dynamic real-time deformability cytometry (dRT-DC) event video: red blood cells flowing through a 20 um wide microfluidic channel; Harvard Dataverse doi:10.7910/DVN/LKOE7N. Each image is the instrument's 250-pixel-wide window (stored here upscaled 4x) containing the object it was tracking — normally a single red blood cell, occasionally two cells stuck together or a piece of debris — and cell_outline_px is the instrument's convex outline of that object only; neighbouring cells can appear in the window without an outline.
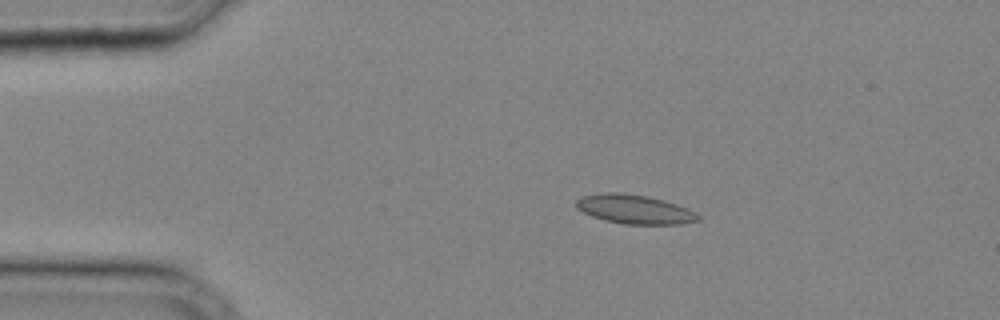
{"species": "common noctule bat (a hibernating species)", "species_latin": "Nyctalus noctula", "temperature_condition": "cold", "stored_images_in_passage": 29, "camera_frame_rate_fps": 3000, "um_per_image_px": 0.085, "animal": {"sex": "male", "body_mass_g": 20.4}, "frame": {"image": 1, "passage_image": 1, "time_ms": 0.0, "image_size_px": [1000, 320], "cell_outline_px": [[700, 220], [680, 224], [624, 224], [604, 220], [592, 216], [576, 208], [576, 200], [580, 196], [600, 192], [620, 192], [648, 196], [664, 200], [688, 208], [696, 212], [700, 216]], "centroid_in_image_um": [53.92, 17.78], "position_along_channel_um": 31.1, "area_um2": 20.87}}
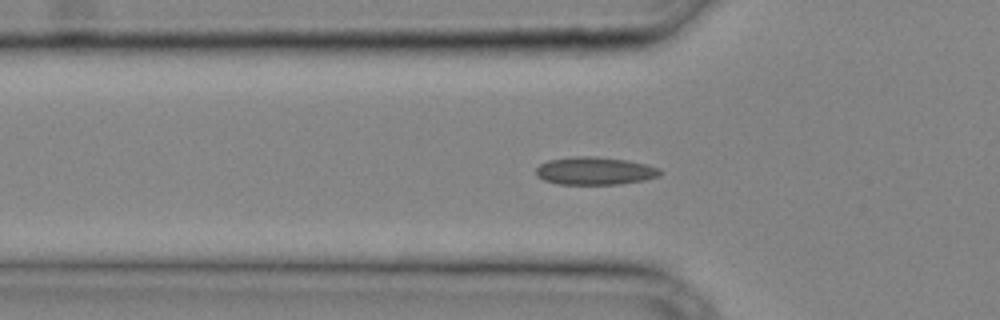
{"frame": {"image": 2, "passage_image": 6, "time_ms": 1.667, "image_size_px": [1000, 320], "cell_outline_px": [[664, 172], [660, 176], [644, 180], [620, 184], [560, 184], [544, 180], [536, 176], [536, 168], [540, 164], [548, 160], [576, 156], [592, 156], [628, 160], [660, 168]], "centroid_in_image_um": [50.58, 14.52], "position_along_channel_um": 75.2, "area_um2": 20.17}}
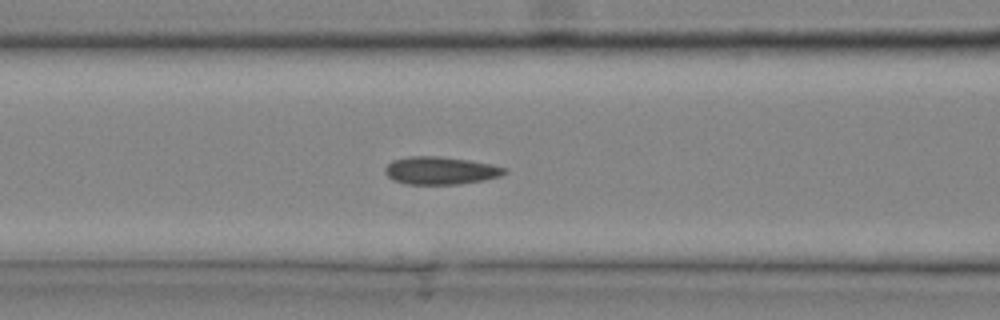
{"frame": {"image": 3, "passage_image": 9, "time_ms": 2.667, "image_size_px": [1000, 320], "cell_outline_px": [[508, 172], [500, 176], [484, 180], [456, 184], [408, 184], [392, 180], [384, 172], [384, 168], [392, 160], [412, 156], [436, 156], [468, 160], [492, 164], [508, 168]], "centroid_in_image_um": [37.45, 14.5], "position_along_channel_um": 129.1, "area_um2": 19.31}}